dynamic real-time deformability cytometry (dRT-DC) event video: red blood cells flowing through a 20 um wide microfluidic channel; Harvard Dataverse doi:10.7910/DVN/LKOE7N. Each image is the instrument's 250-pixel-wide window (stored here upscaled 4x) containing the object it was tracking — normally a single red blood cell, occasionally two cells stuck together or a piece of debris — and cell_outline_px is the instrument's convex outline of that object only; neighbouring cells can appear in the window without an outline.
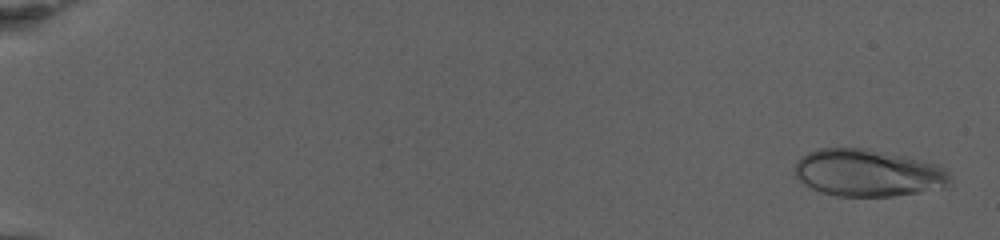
{"species": "human", "species_latin": "Homo sapiens", "temperature_condition": "warm", "stored_images_in_passage": 75, "camera_frame_rate_fps": 3000, "um_per_image_px": 0.085, "donor": {"sex": "female"}, "frame": {"image": 1, "passage_image": 3, "time_ms": 0.667, "image_size_px": [1000, 240], "cell_outline_px": [[948, 180], [944, 188], [920, 192], [892, 196], [836, 196], [820, 192], [804, 184], [792, 176], [792, 168], [796, 160], [800, 156], [808, 152], [820, 148], [864, 148], [904, 156], [940, 164], [948, 172]], "centroid_in_image_um": [73.69, 14.69], "position_along_channel_um": 11.3, "area_um2": 43.06}}
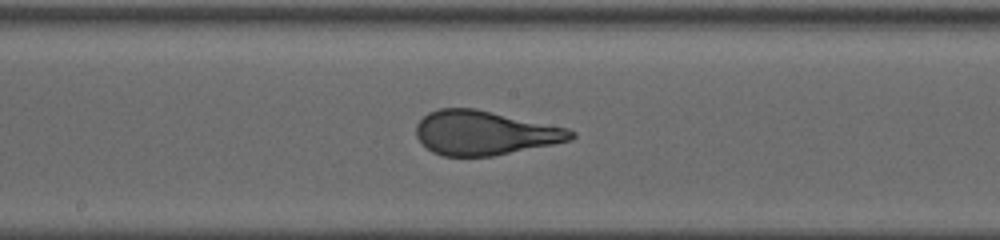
{"frame": {"image": 2, "passage_image": 43, "time_ms": 14.0, "image_size_px": [1000, 240], "cell_outline_px": [[576, 136], [572, 140], [492, 156], [444, 156], [432, 152], [416, 136], [416, 124], [428, 112], [440, 108], [476, 108], [568, 128], [576, 132]], "centroid_in_image_um": [41.2, 11.28], "position_along_channel_um": 207.0, "area_um2": 39.82}}
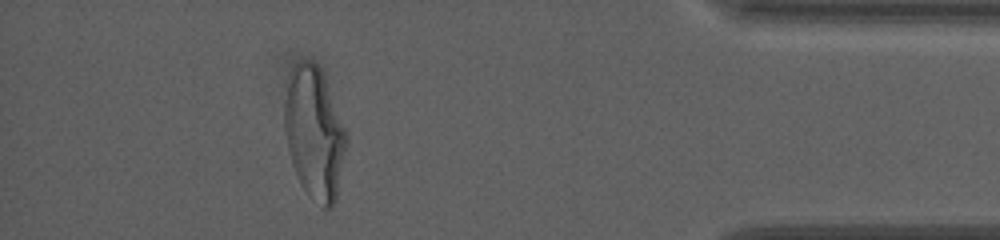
{"frame": {"image": 3, "passage_image": 68, "time_ms": 22.333, "image_size_px": [1000, 240], "cell_outline_px": [[348, 144], [336, 200], [332, 208], [324, 208], [300, 184], [292, 164], [288, 148], [284, 128], [284, 104], [288, 76], [296, 60], [308, 60], [316, 64], [320, 68], [344, 128], [348, 140]], "centroid_in_image_um": [26.71, 11.3], "position_along_channel_um": 408.5, "area_um2": 47.28}, "authors_computed_cell_mechanics": {"area_um2": 41.038, "velocity_mm_per_s": 2.8697, "shape_relaxation_time_tau1_ms": 9.3044, "shape_relaxation_time_tau2_ms": null, "deformation_change_tau1": 0.3007, "deformation_change_tau2": null}}